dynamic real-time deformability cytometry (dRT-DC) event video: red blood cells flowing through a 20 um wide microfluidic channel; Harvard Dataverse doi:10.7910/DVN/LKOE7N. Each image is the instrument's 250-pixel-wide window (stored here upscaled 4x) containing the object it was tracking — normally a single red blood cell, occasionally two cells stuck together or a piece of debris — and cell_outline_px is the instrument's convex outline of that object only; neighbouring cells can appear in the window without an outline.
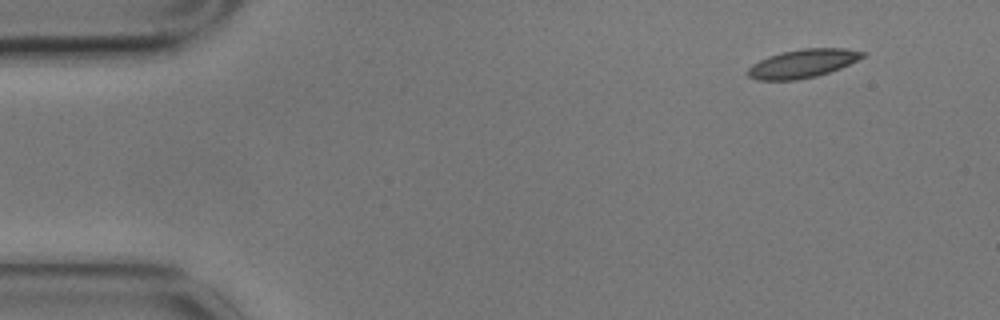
{"species": "common noctule bat (a hibernating species)", "species_latin": "Nyctalus noctula", "temperature_condition": "cold", "stored_images_in_passage": 4, "camera_frame_rate_fps": 3000, "um_per_image_px": 0.085, "animal": {"sex": "male", "body_mass_g": 17.9}, "frame": {"image": 1, "passage_image": 1, "time_ms": 0.0, "image_size_px": [1000, 320], "cell_outline_px": [[868, 52], [864, 56], [840, 68], [816, 76], [796, 80], [756, 80], [748, 76], [748, 68], [752, 64], [768, 56], [784, 52], [804, 48], [844, 48]], "centroid_in_image_um": [68.22, 5.4], "position_along_channel_um": 16.8, "area_um2": 18.84}}
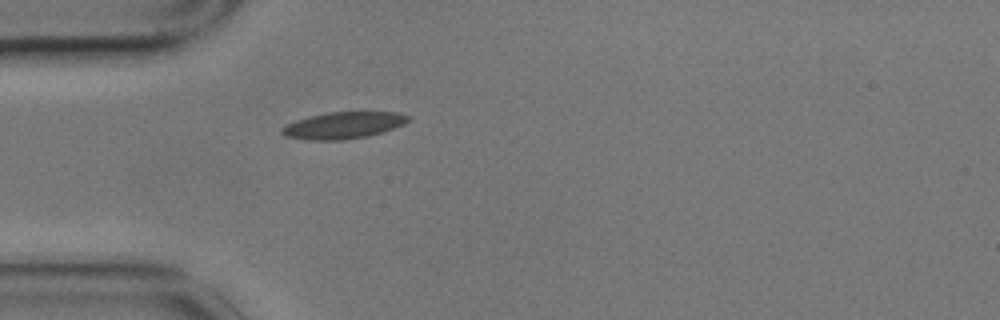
{"frame": {"image": 2, "passage_image": 4, "time_ms": 1.0, "image_size_px": [1000, 320], "cell_outline_px": [[412, 120], [404, 124], [368, 136], [340, 140], [312, 140], [288, 136], [280, 132], [280, 128], [296, 120], [328, 112], [400, 112], [412, 116]], "centroid_in_image_um": [29.25, 10.64], "position_along_channel_um": 55.8, "area_um2": 19.48}}